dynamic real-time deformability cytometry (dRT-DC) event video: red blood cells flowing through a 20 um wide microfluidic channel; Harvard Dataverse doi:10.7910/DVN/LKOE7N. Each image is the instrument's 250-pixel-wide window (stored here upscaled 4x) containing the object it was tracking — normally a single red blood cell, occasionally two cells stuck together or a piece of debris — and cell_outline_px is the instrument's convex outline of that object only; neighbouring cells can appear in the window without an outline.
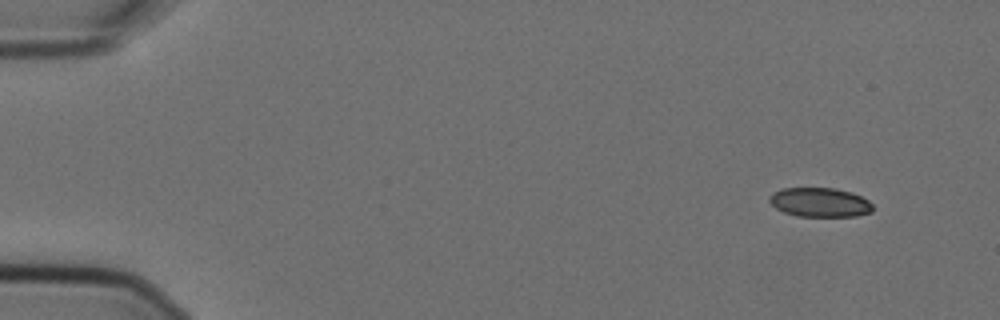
{"species": "Egyptian fruit bat (a non-hibernating species)", "species_latin": "Rousettus aegyptiacus", "temperature_condition": "cold", "stored_images_in_passage": 4, "camera_frame_rate_fps": 3000, "um_per_image_px": 0.085, "animal": {"sex": "female"}, "frame": {"image": 1, "passage_image": 1, "time_ms": 0.0, "image_size_px": [1000, 320], "cell_outline_px": [[872, 212], [856, 216], [796, 216], [784, 212], [776, 208], [768, 200], [768, 196], [772, 192], [784, 188], [836, 188], [852, 192], [868, 200], [872, 204]], "centroid_in_image_um": [69.67, 17.19], "position_along_channel_um": 15.3, "area_um2": 17.69}}
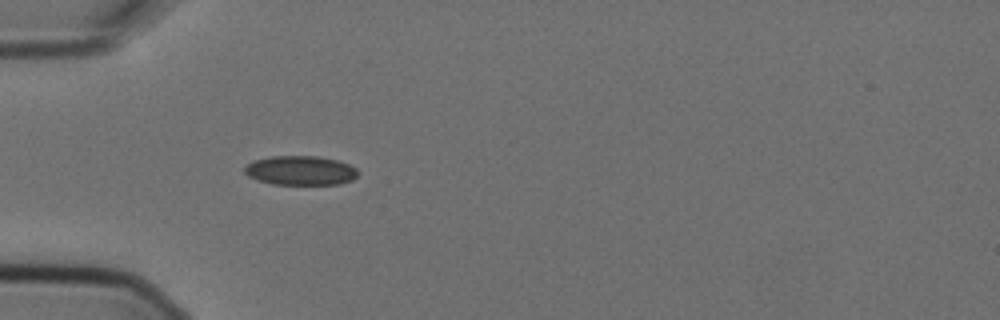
{"frame": {"image": 2, "passage_image": 4, "time_ms": 1.0, "image_size_px": [1000, 320], "cell_outline_px": [[360, 172], [352, 180], [340, 184], [272, 184], [256, 180], [248, 176], [244, 172], [244, 168], [248, 164], [256, 160], [272, 156], [316, 156], [336, 160], [348, 164], [356, 168]], "centroid_in_image_um": [25.55, 14.5], "position_along_channel_um": 59.5, "area_um2": 19.31}}